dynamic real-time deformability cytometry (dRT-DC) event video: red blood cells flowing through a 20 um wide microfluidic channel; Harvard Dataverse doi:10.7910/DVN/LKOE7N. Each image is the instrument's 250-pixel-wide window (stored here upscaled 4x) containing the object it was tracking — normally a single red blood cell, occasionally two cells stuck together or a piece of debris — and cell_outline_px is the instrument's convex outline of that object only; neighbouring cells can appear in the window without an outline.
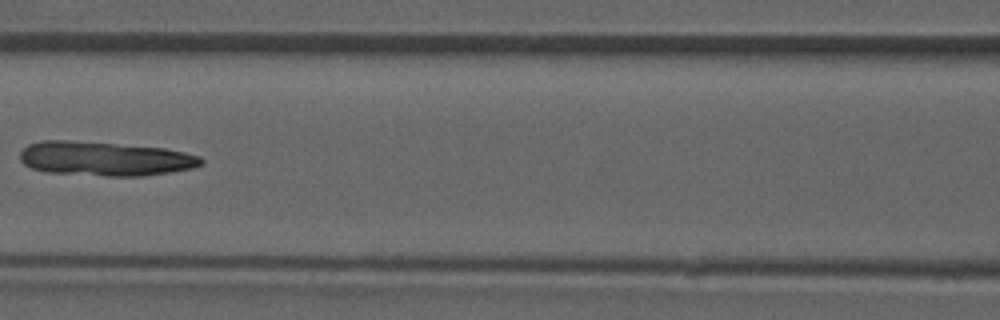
{"species": "common noctule bat (a hibernating species)", "species_latin": "Nyctalus noctula", "temperature_condition": "room temperature", "stored_images_in_passage": 8, "camera_frame_rate_fps": 3000, "um_per_image_px": 0.085, "animal": {"sex": "male", "forearm_length_mm": 52.5}, "frame": {"image": 1, "passage_image": 7, "time_ms": 7.0, "image_size_px": [1000, 320], "cell_outline_px": [[204, 164], [192, 168], [168, 172], [140, 176], [104, 176], [44, 172], [32, 168], [24, 164], [20, 160], [20, 152], [28, 144], [40, 140], [68, 140], [164, 148], [184, 152], [200, 156], [204, 160]], "centroid_in_image_um": [8.89, 13.49], "position_along_channel_um": 157.7, "area_um2": 36.18}}